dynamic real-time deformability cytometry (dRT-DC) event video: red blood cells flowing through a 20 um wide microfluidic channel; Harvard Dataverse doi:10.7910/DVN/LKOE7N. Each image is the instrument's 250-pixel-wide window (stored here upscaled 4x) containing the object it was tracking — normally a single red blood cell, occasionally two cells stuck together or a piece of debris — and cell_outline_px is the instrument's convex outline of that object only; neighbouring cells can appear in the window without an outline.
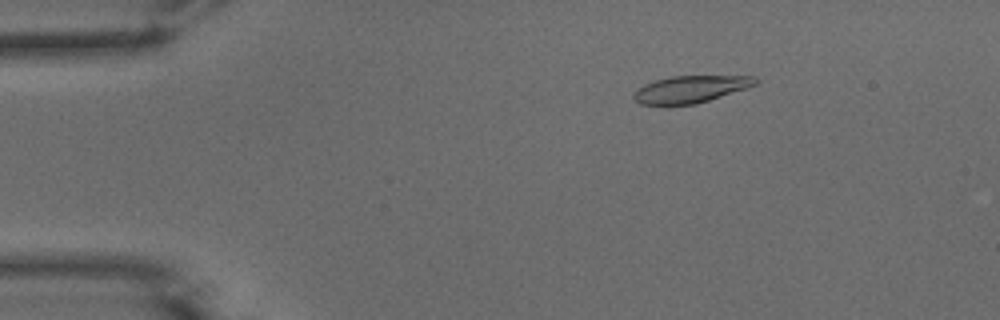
{"species": "common noctule bat (a hibernating species)", "species_latin": "Nyctalus noctula", "temperature_condition": "warm", "stored_images_in_passage": 52, "camera_frame_rate_fps": 3000, "um_per_image_px": 0.085, "animal": {"sex": "male", "body_mass_g": 15.6}, "frame": {"image": 1, "passage_image": 9, "time_ms": 2.667, "image_size_px": [1000, 320], "cell_outline_px": [[760, 80], [756, 84], [748, 88], [696, 104], [664, 108], [640, 104], [632, 96], [644, 84], [656, 80], [672, 76], [756, 76]], "centroid_in_image_um": [58.68, 7.62], "position_along_channel_um": 26.3, "area_um2": 19.77}}
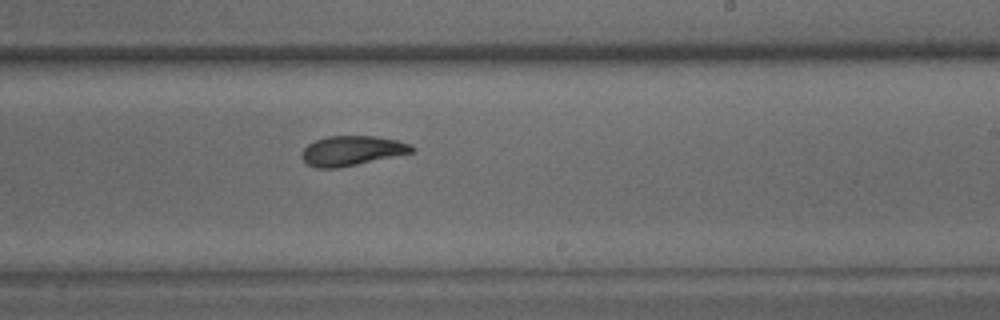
{"frame": {"image": 2, "passage_image": 32, "time_ms": 10.333, "image_size_px": [1000, 320], "cell_outline_px": [[416, 152], [336, 168], [316, 168], [308, 164], [300, 156], [300, 152], [308, 144], [316, 140], [328, 136], [376, 136], [396, 140], [408, 144], [416, 148]], "centroid_in_image_um": [29.91, 12.81], "position_along_channel_um": 259.1, "area_um2": 19.02}}
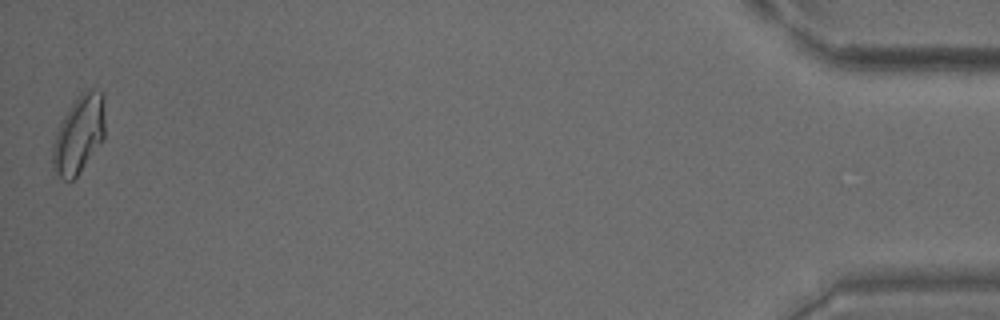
{"frame": {"image": 3, "passage_image": 52, "time_ms": 17.0, "image_size_px": [1000, 320], "cell_outline_px": [[104, 140], [76, 176], [72, 180], [64, 180], [52, 176], [52, 144], [60, 120], [68, 108], [80, 92], [88, 88], [92, 88], [104, 92]], "centroid_in_image_um": [6.68, 11.42], "position_along_channel_um": 428.5, "area_um2": 24.51}, "authors_computed_cell_mechanics": {"area_um2": 19.7676, "velocity_mm_per_s": 3.8994, "shape_relaxation_time_tau1_ms": 5.6653, "shape_relaxation_time_tau2_ms": 3.3488, "deformation_change_tau1": 0.1875, "deformation_change_tau2": 0.1066}}